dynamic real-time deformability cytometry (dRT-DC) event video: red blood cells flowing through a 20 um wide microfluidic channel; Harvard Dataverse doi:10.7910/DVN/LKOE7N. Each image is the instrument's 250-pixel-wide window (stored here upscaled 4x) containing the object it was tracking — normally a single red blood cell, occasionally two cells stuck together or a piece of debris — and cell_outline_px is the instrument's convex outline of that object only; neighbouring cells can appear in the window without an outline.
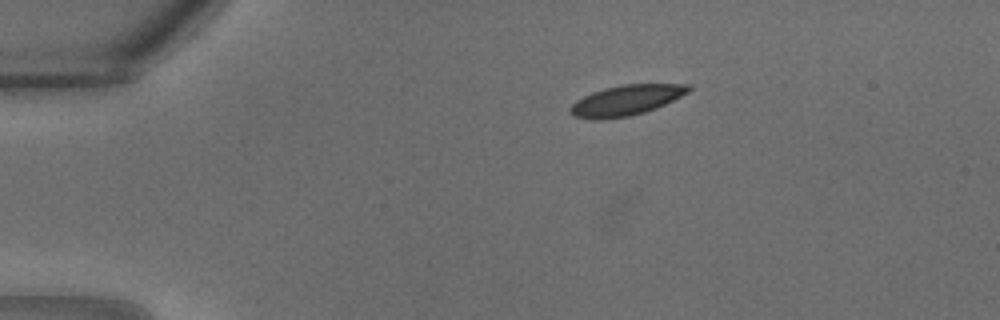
{"species": "common noctule bat (a hibernating species)", "species_latin": "Nyctalus noctula", "temperature_condition": "warm", "stored_images_in_passage": 7, "camera_frame_rate_fps": 3000, "um_per_image_px": 0.085, "animal": {"sex": "male", "body_mass_g": 18.8}, "frame": {"image": 1, "passage_image": 1, "time_ms": 0.0, "image_size_px": [1000, 320], "cell_outline_px": [[692, 88], [688, 92], [656, 108], [644, 112], [628, 116], [604, 120], [592, 120], [572, 116], [568, 112], [568, 108], [576, 100], [592, 92], [604, 88], [620, 84], [688, 84]], "centroid_in_image_um": [53.15, 8.53], "position_along_channel_um": 31.9, "area_um2": 21.04}}
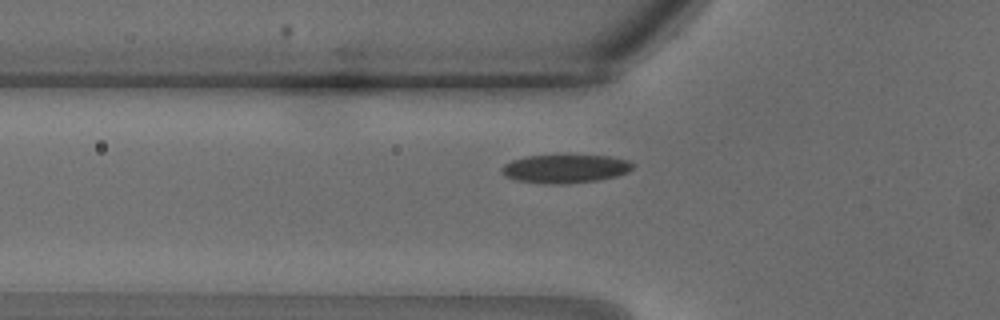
{"frame": {"image": 2, "passage_image": 6, "time_ms": 1.667, "image_size_px": [1000, 320], "cell_outline_px": [[636, 164], [628, 172], [616, 176], [596, 180], [568, 184], [544, 184], [516, 180], [504, 176], [500, 172], [500, 168], [504, 164], [512, 160], [524, 156], [608, 156], [628, 160]], "centroid_in_image_um": [48.01, 14.35], "position_along_channel_um": 77.8, "area_um2": 21.79}}